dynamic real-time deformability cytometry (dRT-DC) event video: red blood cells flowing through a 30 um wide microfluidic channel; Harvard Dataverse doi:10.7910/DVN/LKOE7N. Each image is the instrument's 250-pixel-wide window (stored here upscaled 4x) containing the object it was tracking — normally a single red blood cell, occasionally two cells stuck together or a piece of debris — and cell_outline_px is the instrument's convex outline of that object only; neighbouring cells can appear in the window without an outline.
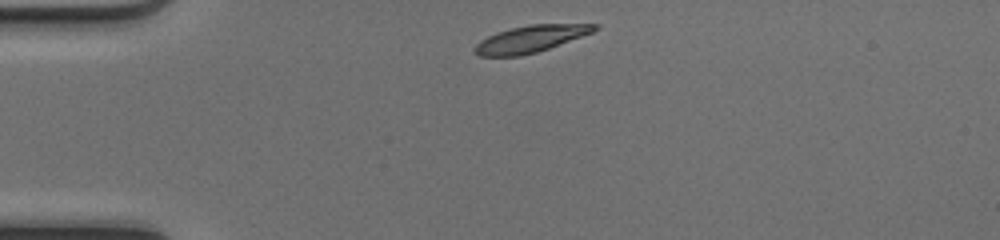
{"species": "common noctule bat (a hibernating species)", "species_latin": "Nyctalus noctula", "temperature_condition": "cold", "stored_images_in_passage": 39, "camera_frame_rate_fps": 3000, "um_per_image_px": 0.085, "animal": {"sex": "female", "body_mass_g": 17.0, "forearm_length_mm": 48.0}, "frame": {"image": 1, "passage_image": 1, "time_ms": 0.0, "image_size_px": [1000, 240], "cell_outline_px": [[600, 28], [592, 32], [548, 48], [536, 52], [520, 56], [480, 56], [472, 52], [472, 48], [480, 40], [496, 32], [528, 24], [600, 24]], "centroid_in_image_um": [45.05, 3.3], "position_along_channel_um": 40.0, "area_um2": 18.67}}
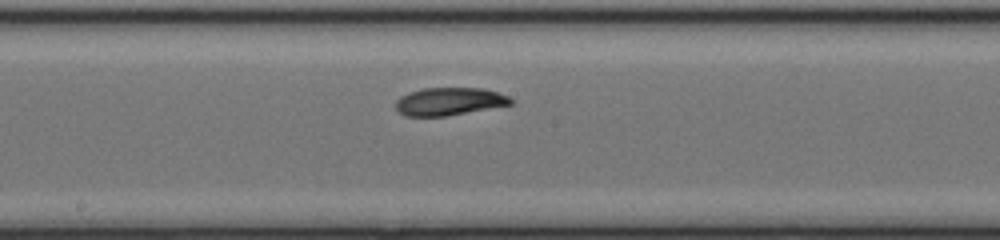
{"frame": {"image": 2, "passage_image": 16, "time_ms": 5.0, "image_size_px": [1000, 240], "cell_outline_px": [[516, 100], [512, 104], [444, 116], [404, 116], [396, 108], [396, 100], [400, 96], [408, 92], [424, 88], [484, 88], [508, 96]], "centroid_in_image_um": [38.18, 8.61], "position_along_channel_um": 210.0, "area_um2": 18.55}}
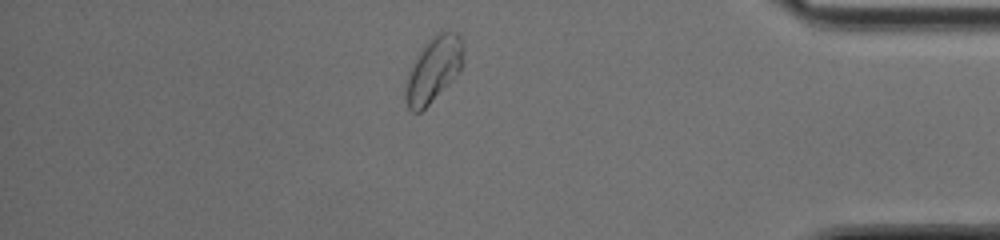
{"frame": {"image": 3, "passage_image": 32, "time_ms": 10.333, "image_size_px": [1000, 240], "cell_outline_px": [[464, 52], [460, 68], [456, 76], [420, 112], [412, 112], [408, 108], [404, 96], [404, 92], [408, 72], [416, 56], [424, 44], [436, 32], [456, 32], [460, 36], [464, 48]], "centroid_in_image_um": [36.82, 5.89], "position_along_channel_um": 398.4, "area_um2": 21.79}, "authors_computed_cell_mechanics": {"area_um2": 19.4786, "velocity_mm_per_s": 4.1456, "shape_relaxation_time_tau1_ms": 3.1815, "shape_relaxation_time_tau2_ms": 3.0139, "deformation_change_tau1": 0.1302, "deformation_change_tau2": 0.0575}}